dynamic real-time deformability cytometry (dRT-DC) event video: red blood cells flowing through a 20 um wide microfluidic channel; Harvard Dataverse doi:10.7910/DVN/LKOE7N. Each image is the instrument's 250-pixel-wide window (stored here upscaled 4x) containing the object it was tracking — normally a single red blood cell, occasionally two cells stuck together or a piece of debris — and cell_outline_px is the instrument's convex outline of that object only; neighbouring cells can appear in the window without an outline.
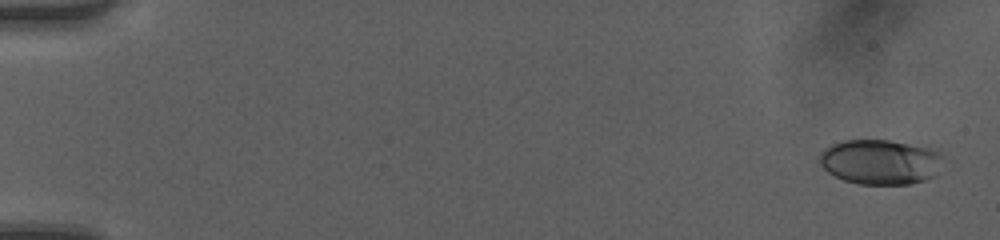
{"species": "human", "species_latin": "Homo sapiens", "temperature_condition": "room temperature", "stored_images_in_passage": 43, "camera_frame_rate_fps": 3000, "um_per_image_px": 0.085, "donor": {"sex": "female"}, "frame": {"image": 1, "passage_image": 2, "time_ms": 0.333, "image_size_px": [1000, 240], "cell_outline_px": [[944, 156], [936, 176], [924, 180], [908, 184], [860, 184], [844, 180], [828, 172], [820, 164], [820, 152], [824, 148], [832, 144], [844, 140], [888, 140], [928, 148]], "centroid_in_image_um": [74.81, 13.77], "position_along_channel_um": 10.2, "area_um2": 32.19}}
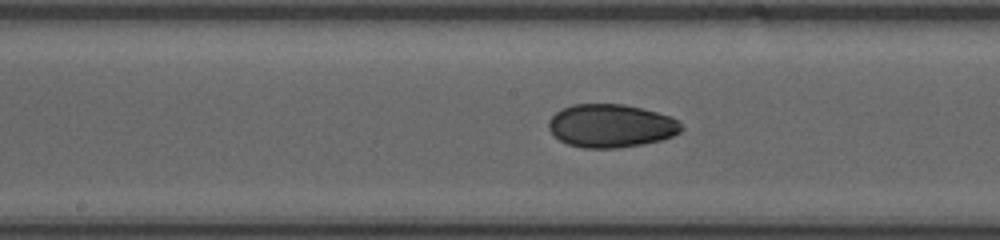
{"frame": {"image": 2, "passage_image": 23, "time_ms": 7.333, "image_size_px": [1000, 240], "cell_outline_px": [[684, 128], [680, 132], [672, 136], [660, 140], [644, 144], [616, 148], [584, 148], [568, 144], [560, 140], [548, 128], [548, 120], [560, 108], [572, 104], [624, 104], [656, 112], [680, 120]], "centroid_in_image_um": [51.93, 10.69], "position_along_channel_um": 196.3, "area_um2": 33.52}}
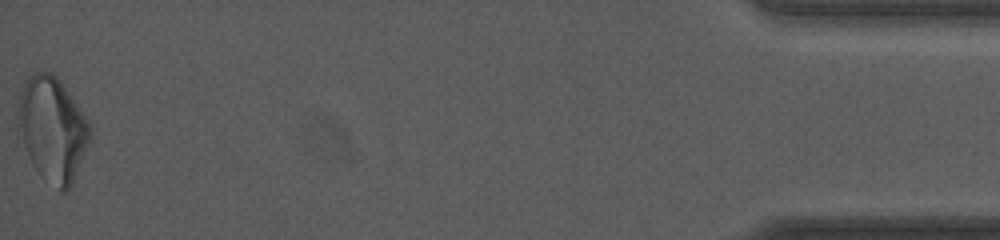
{"frame": {"image": 3, "passage_image": 43, "time_ms": 14.0, "image_size_px": [1000, 240], "cell_outline_px": [[92, 136], [72, 184], [64, 192], [60, 192], [40, 176], [32, 164], [28, 156], [24, 144], [16, 116], [16, 112], [20, 92], [28, 76], [36, 72], [52, 72], [60, 80], [88, 120], [92, 128]], "centroid_in_image_um": [4.46, 10.98], "position_along_channel_um": 430.7, "area_um2": 43.81}, "authors_computed_cell_mechanics": {"area_um2": 33.3506, "velocity_mm_per_s": 4.2839, "shape_relaxation_time_tau1_ms": 3.244, "shape_relaxation_time_tau2_ms": 3.816, "deformation_change_tau1": 0.1099, "deformation_change_tau2": 0.0766}}